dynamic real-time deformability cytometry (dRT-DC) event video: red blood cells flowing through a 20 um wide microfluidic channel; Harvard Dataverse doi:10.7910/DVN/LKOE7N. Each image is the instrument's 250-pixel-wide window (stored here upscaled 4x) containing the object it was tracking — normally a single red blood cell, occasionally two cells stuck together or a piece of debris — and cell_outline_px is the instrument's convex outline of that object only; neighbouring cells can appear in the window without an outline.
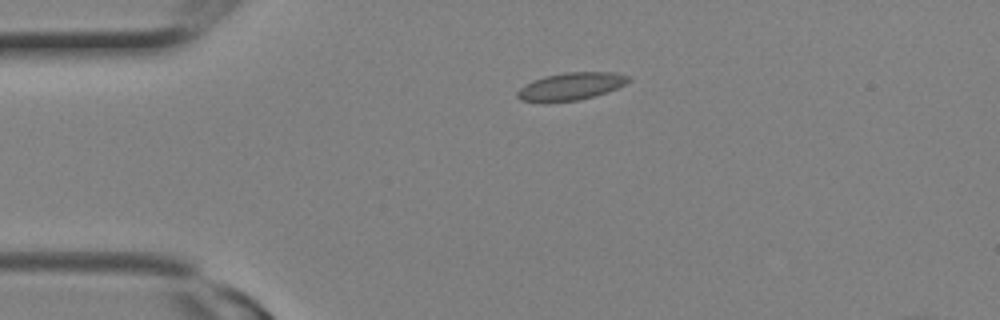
{"species": "Egyptian fruit bat (a non-hibernating species)", "species_latin": "Rousettus aegyptiacus", "temperature_condition": "room temperature", "stored_images_in_passage": 17, "camera_frame_rate_fps": 3000, "um_per_image_px": 0.085, "animal": {"sex": "female"}, "frame": {"image": 1, "passage_image": 5, "time_ms": 1.333, "image_size_px": [1000, 320], "cell_outline_px": [[632, 80], [616, 88], [580, 100], [548, 104], [544, 104], [520, 100], [516, 96], [516, 92], [524, 84], [532, 80], [544, 76], [564, 72], [616, 72], [628, 76]], "centroid_in_image_um": [48.43, 7.36], "position_along_channel_um": 36.6, "area_um2": 18.26}}
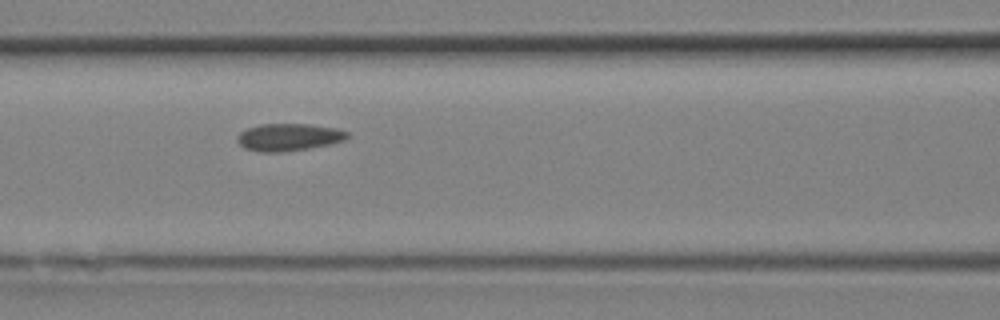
{"frame": {"image": 2, "passage_image": 10, "time_ms": 3.0, "image_size_px": [1000, 320], "cell_outline_px": [[348, 136], [344, 140], [332, 144], [284, 152], [260, 152], [244, 148], [236, 140], [236, 136], [240, 132], [248, 128], [260, 124], [308, 124], [336, 128], [348, 132]], "centroid_in_image_um": [24.52, 11.66], "position_along_channel_um": 142.1, "area_um2": 17.57}}
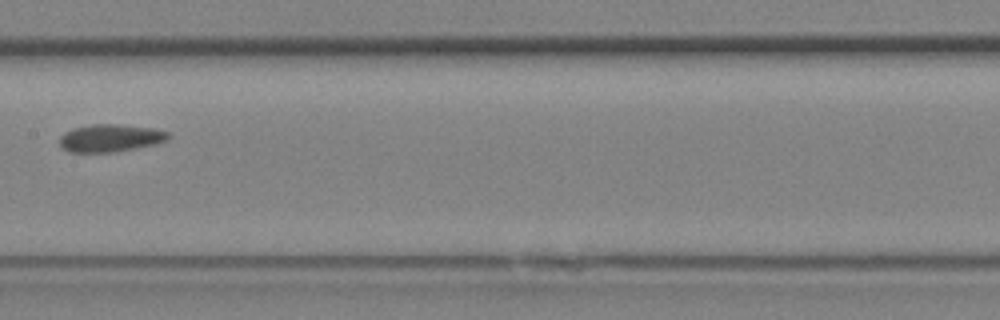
{"frame": {"image": 3, "passage_image": 12, "time_ms": 3.667, "image_size_px": [1000, 320], "cell_outline_px": [[168, 140], [156, 144], [136, 148], [112, 152], [68, 152], [60, 148], [60, 136], [64, 132], [72, 128], [92, 124], [120, 124], [152, 128], [168, 132]], "centroid_in_image_um": [9.34, 11.73], "position_along_channel_um": 198.1, "area_um2": 17.57}}